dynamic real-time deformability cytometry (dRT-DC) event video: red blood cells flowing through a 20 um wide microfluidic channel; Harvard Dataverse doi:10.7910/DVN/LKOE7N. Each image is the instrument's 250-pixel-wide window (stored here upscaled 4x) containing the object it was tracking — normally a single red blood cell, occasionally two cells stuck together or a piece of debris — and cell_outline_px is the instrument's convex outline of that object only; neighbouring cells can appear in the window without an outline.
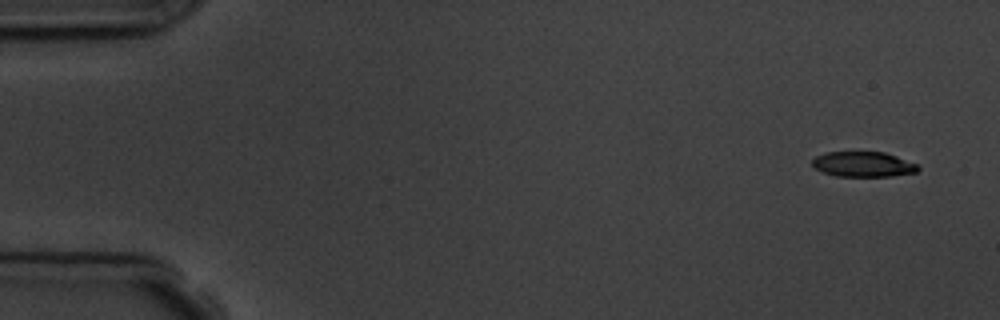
{"species": "common noctule bat (a hibernating species)", "species_latin": "Nyctalus noctula", "temperature_condition": "room temperature", "stored_images_in_passage": 4, "camera_frame_rate_fps": 3000, "um_per_image_px": 0.085, "animal": {"sex": "male", "body_mass_g": 19.5, "forearm_length_mm": 54.6}, "frame": {"image": 1, "passage_image": 1, "time_ms": 0.0, "image_size_px": [1000, 320], "cell_outline_px": [[920, 168], [916, 172], [892, 176], [836, 176], [824, 172], [816, 168], [812, 164], [812, 160], [816, 156], [824, 152], [884, 152], [896, 156], [916, 164]], "centroid_in_image_um": [73.36, 13.96], "position_along_channel_um": 11.6, "area_um2": 15.37}}
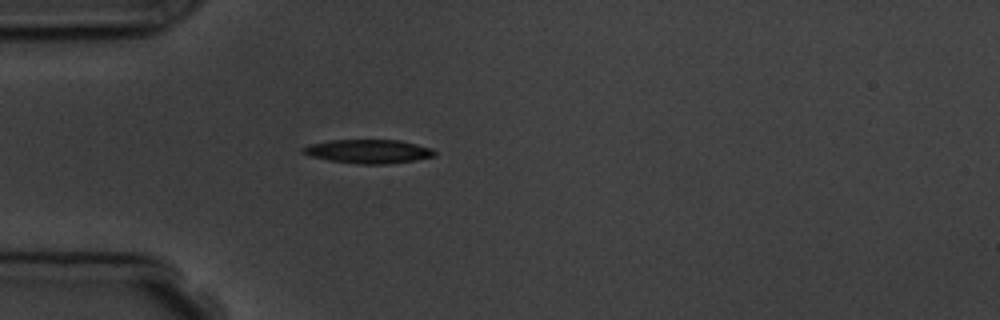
{"frame": {"image": 2, "passage_image": 4, "time_ms": 4.333, "image_size_px": [1000, 320], "cell_outline_px": [[436, 156], [412, 160], [384, 164], [360, 164], [328, 160], [312, 156], [300, 152], [300, 148], [308, 144], [328, 140], [400, 140], [432, 148], [436, 152]], "centroid_in_image_um": [31.27, 12.86], "position_along_channel_um": 53.7, "area_um2": 18.26}}